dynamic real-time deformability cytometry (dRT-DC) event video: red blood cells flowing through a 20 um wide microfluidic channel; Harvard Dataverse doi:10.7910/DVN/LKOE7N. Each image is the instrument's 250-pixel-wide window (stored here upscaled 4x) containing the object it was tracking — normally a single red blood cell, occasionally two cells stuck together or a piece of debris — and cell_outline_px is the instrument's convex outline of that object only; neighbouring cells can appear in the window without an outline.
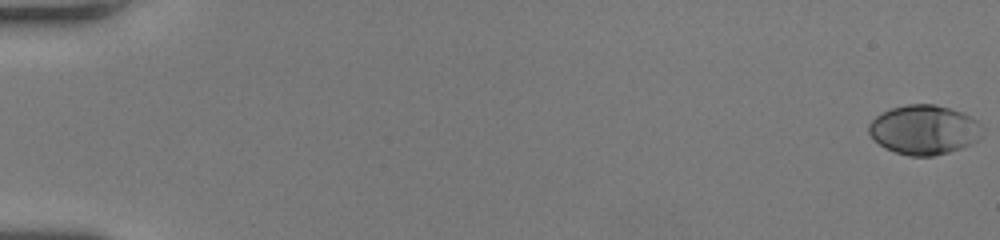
{"species": "human", "species_latin": "Homo sapiens", "temperature_condition": "room temperature", "stored_images_in_passage": 54, "camera_frame_rate_fps": 3000, "um_per_image_px": 0.085, "donor": {"sex": "female"}, "frame": {"image": 1, "passage_image": 1, "time_ms": 0.0, "image_size_px": [1000, 240], "cell_outline_px": [[984, 128], [980, 136], [976, 140], [960, 148], [948, 152], [932, 156], [908, 156], [896, 152], [880, 144], [868, 132], [868, 124], [876, 116], [892, 108], [908, 104], [936, 104], [964, 112], [972, 116]], "centroid_in_image_um": [78.57, 11.01], "position_along_channel_um": 6.4, "area_um2": 32.54}}
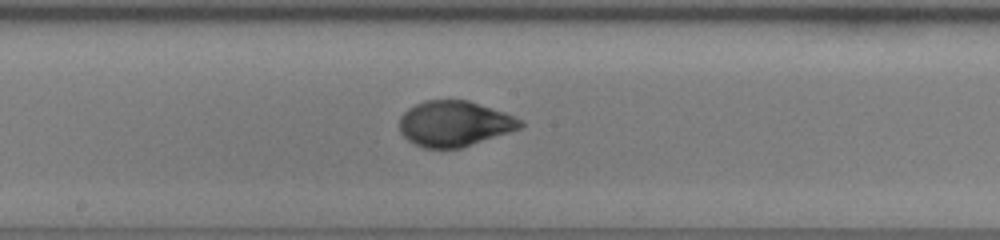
{"frame": {"image": 2, "passage_image": 31, "time_ms": 10.0, "image_size_px": [1000, 240], "cell_outline_px": [[524, 124], [520, 128], [460, 148], [424, 148], [408, 140], [400, 132], [400, 116], [408, 108], [424, 100], [468, 100], [504, 112], [524, 120]], "centroid_in_image_um": [38.61, 10.5], "position_along_channel_um": 209.6, "area_um2": 31.85}}
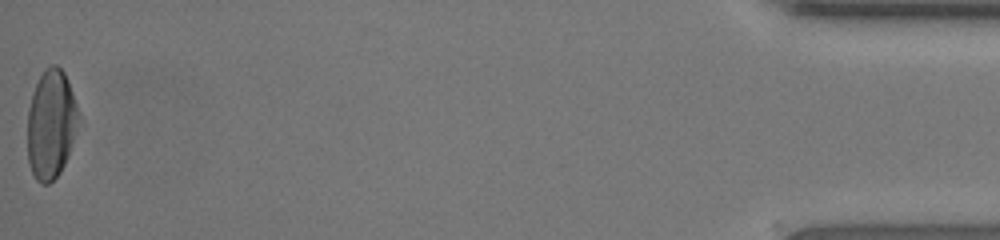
{"frame": {"image": 3, "passage_image": 54, "time_ms": 17.667, "image_size_px": [1000, 240], "cell_outline_px": [[84, 120], [68, 156], [60, 172], [48, 184], [40, 184], [36, 180], [32, 172], [28, 160], [28, 108], [32, 92], [44, 68], [52, 64], [56, 64], [64, 72], [68, 80]], "centroid_in_image_um": [4.4, 10.54], "position_along_channel_um": 430.8, "area_um2": 33.47}, "authors_computed_cell_mechanics": {"area_um2": 31.8767, "velocity_mm_per_s": 4.0852, "shape_relaxation_time_tau1_ms": 3.5339, "shape_relaxation_time_tau2_ms": 0.6807, "deformation_change_tau1": 0.1909, "deformation_change_tau2": 0.0386}}